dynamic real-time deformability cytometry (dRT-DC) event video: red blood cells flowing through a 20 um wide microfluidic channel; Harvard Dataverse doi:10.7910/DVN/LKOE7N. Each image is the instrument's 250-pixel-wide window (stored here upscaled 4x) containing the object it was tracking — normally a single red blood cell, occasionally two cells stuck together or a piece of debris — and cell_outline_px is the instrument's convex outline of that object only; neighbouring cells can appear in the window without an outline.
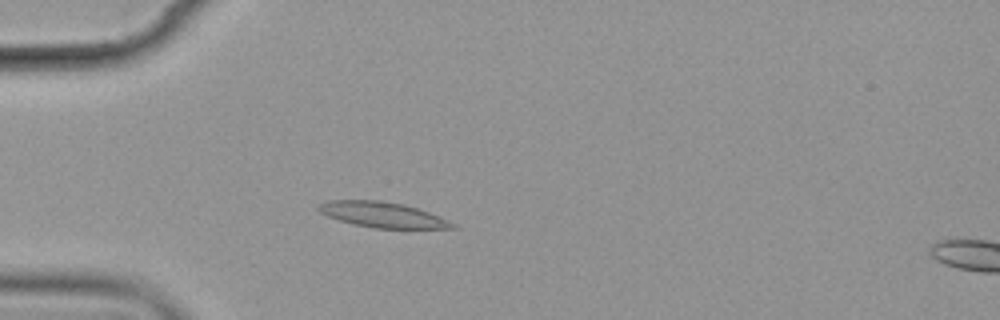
{"species": "common noctule bat (a hibernating species)", "species_latin": "Nyctalus noctula", "temperature_condition": "cold", "stored_images_in_passage": 5, "segment_of_instrument_passage": [1, 2], "camera_frame_rate_fps": 3000, "um_per_image_px": 0.085, "animal": {"sex": "female", "body_mass_g": 19.9}, "frame": {"image": 1, "passage_image": 4, "time_ms": 3.333, "image_size_px": [1000, 320], "cell_outline_px": [[456, 228], [376, 228], [352, 224], [328, 216], [320, 212], [316, 208], [320, 204], [328, 200], [380, 200], [404, 204], [440, 216], [456, 224]], "centroid_in_image_um": [32.51, 18.24], "position_along_channel_um": 52.5, "area_um2": 19.71}}